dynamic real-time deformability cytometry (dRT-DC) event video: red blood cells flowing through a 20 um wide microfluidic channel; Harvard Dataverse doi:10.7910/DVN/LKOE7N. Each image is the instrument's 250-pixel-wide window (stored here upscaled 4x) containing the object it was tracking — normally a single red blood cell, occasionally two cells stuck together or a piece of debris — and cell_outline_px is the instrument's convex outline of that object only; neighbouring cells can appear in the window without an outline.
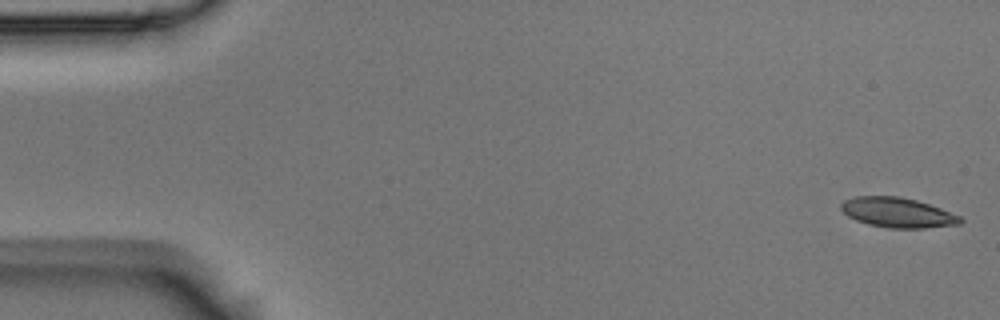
{"species": "Egyptian fruit bat (a non-hibernating species)", "species_latin": "Rousettus aegyptiacus", "temperature_condition": "room temperature", "stored_images_in_passage": 5, "camera_frame_rate_fps": 3000, "um_per_image_px": 0.085, "animal": {"sex": "male"}, "frame": {"image": 1, "passage_image": 1, "time_ms": 0.0, "image_size_px": [1000, 320], "cell_outline_px": [[964, 220], [960, 224], [924, 228], [888, 228], [868, 224], [856, 220], [848, 216], [840, 208], [840, 204], [844, 200], [856, 196], [900, 196], [916, 200], [940, 208], [960, 216]], "centroid_in_image_um": [76.28, 18.07], "position_along_channel_um": 8.7, "area_um2": 20.75}}